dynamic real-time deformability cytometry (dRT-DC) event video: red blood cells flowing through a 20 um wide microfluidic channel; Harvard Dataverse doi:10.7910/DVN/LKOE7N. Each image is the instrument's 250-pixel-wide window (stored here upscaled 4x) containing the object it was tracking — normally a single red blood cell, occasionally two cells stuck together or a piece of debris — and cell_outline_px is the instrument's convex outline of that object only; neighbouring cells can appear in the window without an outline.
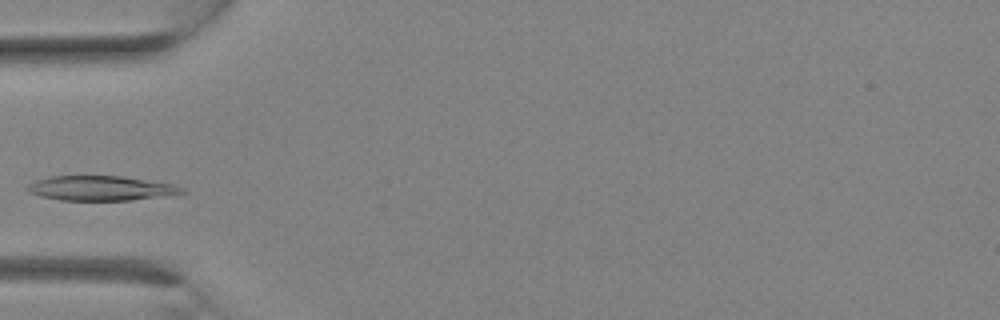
{"species": "Egyptian fruit bat (a non-hibernating species)", "species_latin": "Rousettus aegyptiacus", "temperature_condition": "room temperature", "stored_images_in_passage": 6, "camera_frame_rate_fps": 3000, "um_per_image_px": 0.085, "animal": {"sex": "female"}, "frame": {"image": 1, "passage_image": 5, "time_ms": 1.333, "image_size_px": [1000, 320], "cell_outline_px": [[184, 192], [172, 196], [128, 200], [60, 200], [40, 196], [28, 192], [28, 184], [36, 180], [52, 176], [120, 176], [172, 184], [184, 188]], "centroid_in_image_um": [8.59, 16.0], "position_along_channel_um": 76.4, "area_um2": 22.14}}